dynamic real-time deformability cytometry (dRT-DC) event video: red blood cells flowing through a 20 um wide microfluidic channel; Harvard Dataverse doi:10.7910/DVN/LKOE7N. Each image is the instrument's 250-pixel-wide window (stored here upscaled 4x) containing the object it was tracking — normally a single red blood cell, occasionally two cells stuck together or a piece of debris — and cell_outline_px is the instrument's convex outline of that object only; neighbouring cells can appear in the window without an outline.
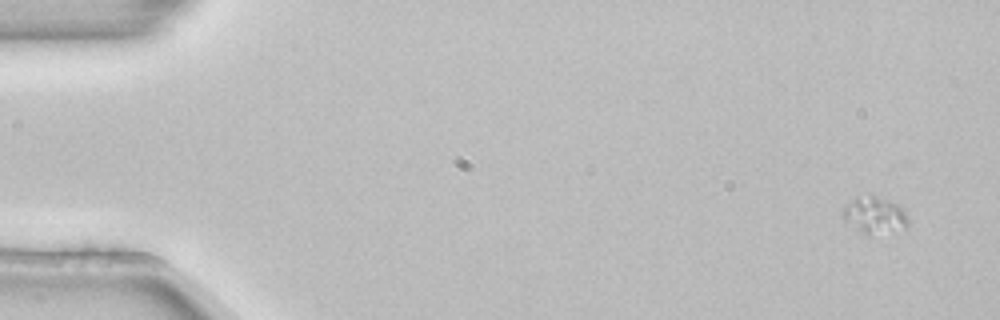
{"species": "common noctule bat (a hibernating species)", "species_latin": "Nyctalus noctula", "temperature_condition": "room temperature", "stored_images_in_passage": 5, "camera_frame_rate_fps": 3000, "um_per_image_px": 0.085, "animal": {"sex": "female", "body_mass_g": 22.7, "forearm_length_mm": 54.2}, "frame": {"image": 1, "passage_image": 1, "time_ms": 0.0, "image_size_px": [1000, 320], "cell_outline_px": [[908, 228], [892, 232], [868, 236], [864, 236], [844, 220], [840, 216], [844, 208], [856, 196], [868, 192], [872, 192], [896, 204], [908, 216]], "centroid_in_image_um": [74.32, 18.29], "position_along_channel_um": 10.7, "area_um2": 14.68}}